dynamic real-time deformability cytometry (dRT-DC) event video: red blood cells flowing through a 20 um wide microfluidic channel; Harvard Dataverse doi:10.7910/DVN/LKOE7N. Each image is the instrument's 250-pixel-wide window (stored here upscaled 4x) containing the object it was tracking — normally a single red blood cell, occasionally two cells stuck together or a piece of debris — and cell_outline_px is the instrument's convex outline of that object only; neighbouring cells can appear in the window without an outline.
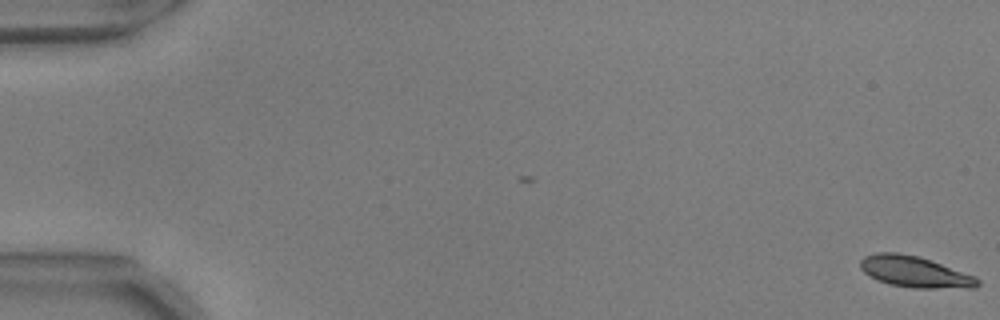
{"species": "common noctule bat (a hibernating species)", "species_latin": "Nyctalus noctula", "temperature_condition": "warm", "stored_images_in_passage": 10, "camera_frame_rate_fps": 3000, "um_per_image_px": 0.085, "animal": {"sex": "male", "body_mass_g": 17.9, "forearm_length_mm": 54.2}, "frame": {"image": 1, "passage_image": 1, "time_ms": 0.0, "image_size_px": [1000, 320], "cell_outline_px": [[980, 284], [976, 288], [912, 288], [888, 284], [876, 280], [864, 272], [860, 268], [860, 260], [864, 256], [876, 252], [896, 252], [920, 256], [976, 276], [980, 280]], "centroid_in_image_um": [77.77, 23.1], "position_along_channel_um": 7.2, "area_um2": 21.62}}